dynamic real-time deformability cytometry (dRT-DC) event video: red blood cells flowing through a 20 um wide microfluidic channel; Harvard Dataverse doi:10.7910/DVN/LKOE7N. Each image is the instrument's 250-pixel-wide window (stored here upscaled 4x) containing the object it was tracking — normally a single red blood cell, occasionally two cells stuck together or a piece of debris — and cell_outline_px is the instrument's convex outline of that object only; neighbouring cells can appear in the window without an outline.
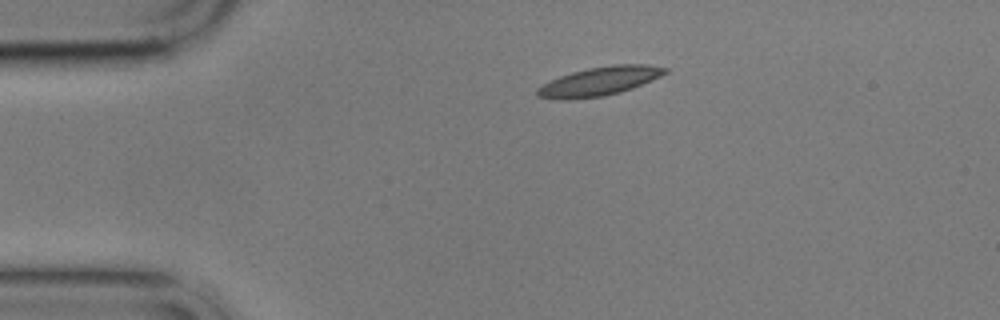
{"species": "common noctule bat (a hibernating species)", "species_latin": "Nyctalus noctula", "temperature_condition": "cold", "stored_images_in_passage": 3, "camera_frame_rate_fps": 3000, "um_per_image_px": 0.085, "animal": {"sex": "male", "body_mass_g": 17.9}, "frame": {"image": 1, "passage_image": 1, "time_ms": 0.0, "image_size_px": [1000, 320], "cell_outline_px": [[668, 72], [660, 76], [632, 88], [620, 92], [604, 96], [560, 100], [536, 96], [536, 88], [560, 76], [572, 72], [588, 68], [612, 64], [648, 64], [668, 68]], "centroid_in_image_um": [50.95, 6.9], "position_along_channel_um": 34.0, "area_um2": 21.33}}
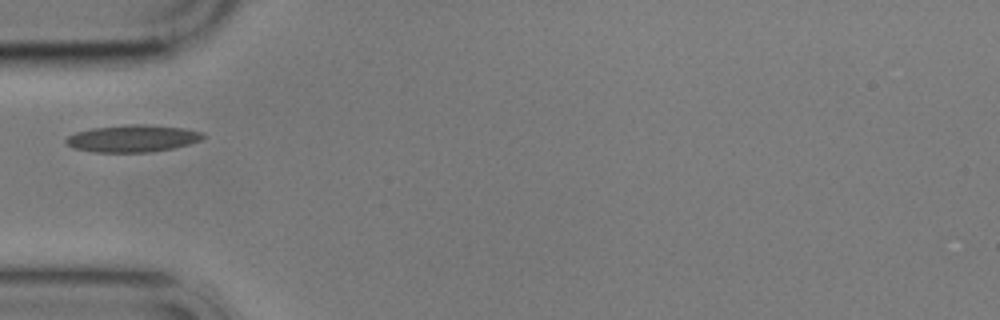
{"frame": {"image": 2, "passage_image": 3, "time_ms": 2.333, "image_size_px": [1000, 320], "cell_outline_px": [[208, 136], [200, 140], [188, 144], [172, 148], [148, 152], [92, 152], [72, 148], [64, 140], [68, 136], [76, 132], [92, 128], [124, 124], [152, 124], [184, 128], [204, 132]], "centroid_in_image_um": [11.29, 11.75], "position_along_channel_um": 73.7, "area_um2": 21.91}}